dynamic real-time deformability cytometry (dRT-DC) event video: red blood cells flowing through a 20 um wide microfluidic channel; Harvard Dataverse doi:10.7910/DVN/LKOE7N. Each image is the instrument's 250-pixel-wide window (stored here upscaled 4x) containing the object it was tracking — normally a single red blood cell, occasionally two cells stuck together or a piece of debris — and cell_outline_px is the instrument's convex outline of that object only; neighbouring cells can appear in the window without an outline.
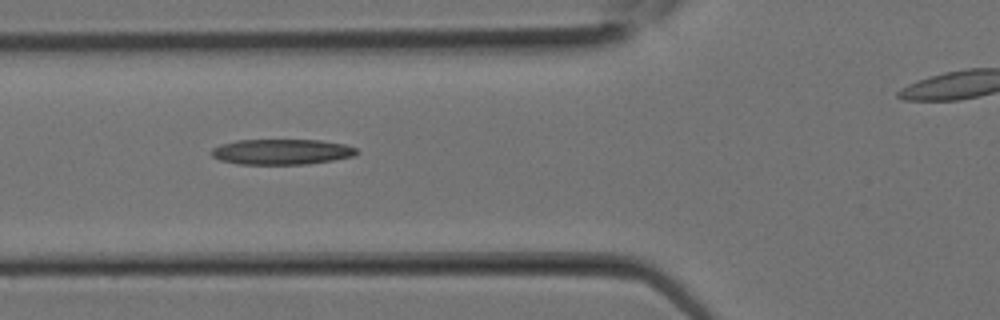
{"species": "Egyptian fruit bat (a non-hibernating species)", "species_latin": "Rousettus aegyptiacus", "temperature_condition": "room temperature", "stored_images_in_passage": 11, "camera_frame_rate_fps": 3000, "um_per_image_px": 0.085, "animal": {"sex": "female"}, "frame": {"image": 1, "passage_image": 8, "time_ms": 2.333, "image_size_px": [1000, 320], "cell_outline_px": [[360, 152], [352, 156], [332, 160], [308, 164], [240, 164], [220, 160], [212, 156], [208, 152], [212, 148], [220, 144], [236, 140], [320, 140], [344, 144], [356, 148]], "centroid_in_image_um": [23.9, 12.9], "position_along_channel_um": 101.9, "area_um2": 21.62}}
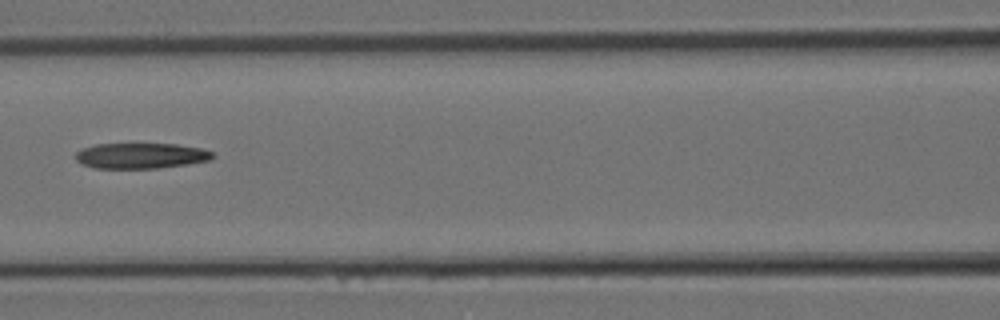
{"frame": {"image": 2, "passage_image": 10, "time_ms": 3.0, "image_size_px": [1000, 320], "cell_outline_px": [[216, 156], [208, 160], [188, 164], [160, 168], [92, 168], [76, 160], [76, 152], [84, 148], [96, 144], [176, 144], [204, 148], [212, 152]], "centroid_in_image_um": [12.01, 13.23], "position_along_channel_um": 154.6, "area_um2": 20.4}}